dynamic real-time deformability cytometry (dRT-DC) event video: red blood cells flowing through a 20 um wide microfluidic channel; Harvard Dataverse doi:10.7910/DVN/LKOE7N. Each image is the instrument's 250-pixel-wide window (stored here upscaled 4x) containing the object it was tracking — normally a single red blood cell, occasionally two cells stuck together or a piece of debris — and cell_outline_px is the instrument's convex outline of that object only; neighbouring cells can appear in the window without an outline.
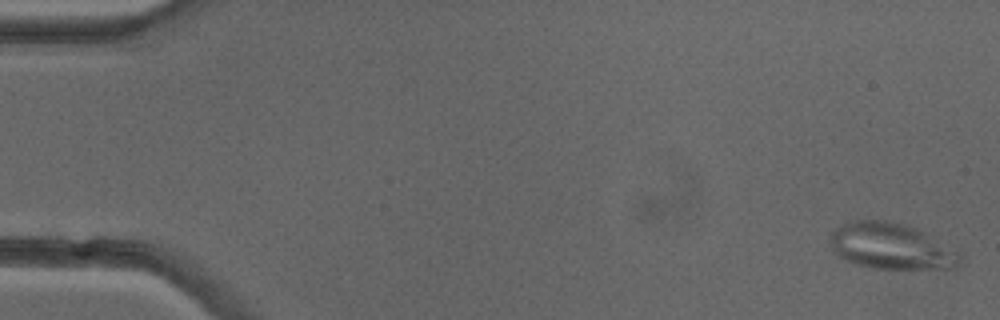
{"species": "common noctule bat (a hibernating species)", "species_latin": "Nyctalus noctula", "temperature_condition": "cold", "stored_images_in_passage": 13, "camera_frame_rate_fps": 3000, "um_per_image_px": 0.085, "animal": {"sex": "female"}, "frame": {"image": 1, "passage_image": 1, "time_ms": 0.0, "image_size_px": [1000, 320], "cell_outline_px": [[964, 264], [956, 268], [868, 268], [856, 264], [832, 252], [828, 240], [832, 232], [840, 224], [856, 220], [888, 220], [908, 224], [960, 248], [964, 252]], "centroid_in_image_um": [75.88, 20.92], "position_along_channel_um": 9.1, "area_um2": 36.18}}